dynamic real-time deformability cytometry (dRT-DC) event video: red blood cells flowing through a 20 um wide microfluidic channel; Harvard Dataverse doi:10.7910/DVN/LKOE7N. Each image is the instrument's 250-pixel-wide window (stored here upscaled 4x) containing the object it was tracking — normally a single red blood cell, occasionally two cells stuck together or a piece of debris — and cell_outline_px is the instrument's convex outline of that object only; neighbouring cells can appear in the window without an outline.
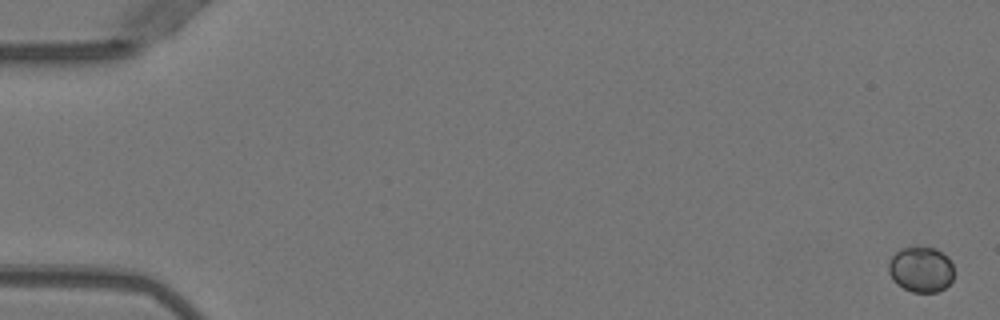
{"species": "Egyptian fruit bat (a non-hibernating species)", "species_latin": "Rousettus aegyptiacus", "temperature_condition": "warm", "stored_images_in_passage": 6, "camera_frame_rate_fps": 3000, "um_per_image_px": 0.085, "animal": {"sex": "female"}, "frame": {"image": 1, "passage_image": 1, "time_ms": 0.0, "image_size_px": [1000, 320], "cell_outline_px": [[952, 280], [944, 288], [936, 292], [912, 292], [896, 284], [892, 280], [888, 272], [888, 260], [900, 248], [916, 244], [936, 248], [948, 256], [952, 264]], "centroid_in_image_um": [78.24, 22.85], "position_along_channel_um": 6.8, "area_um2": 17.86}}
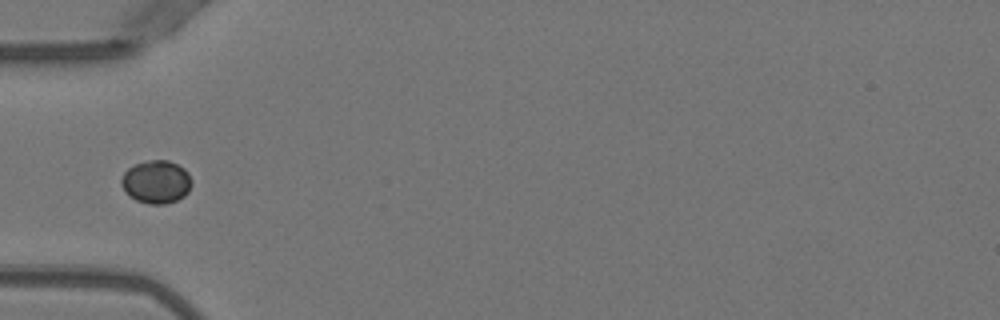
{"frame": {"image": 2, "passage_image": 5, "time_ms": 1.333, "image_size_px": [1000, 320], "cell_outline_px": [[192, 184], [188, 192], [184, 196], [176, 200], [164, 204], [148, 204], [136, 200], [128, 196], [124, 192], [120, 184], [120, 180], [124, 172], [128, 168], [136, 164], [148, 160], [168, 160], [184, 168], [188, 172], [192, 180]], "centroid_in_image_um": [13.26, 15.46], "position_along_channel_um": 71.7, "area_um2": 17.86}}
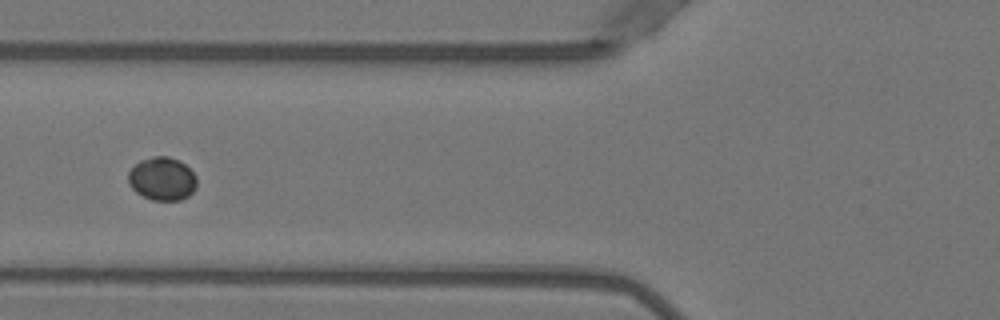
{"frame": {"image": 3, "passage_image": 6, "time_ms": 1.667, "image_size_px": [1000, 320], "cell_outline_px": [[196, 188], [188, 196], [180, 200], [152, 200], [136, 192], [128, 184], [128, 172], [140, 160], [152, 156], [168, 156], [180, 160], [196, 176]], "centroid_in_image_um": [13.78, 15.19], "position_along_channel_um": 112.0, "area_um2": 17.28}}